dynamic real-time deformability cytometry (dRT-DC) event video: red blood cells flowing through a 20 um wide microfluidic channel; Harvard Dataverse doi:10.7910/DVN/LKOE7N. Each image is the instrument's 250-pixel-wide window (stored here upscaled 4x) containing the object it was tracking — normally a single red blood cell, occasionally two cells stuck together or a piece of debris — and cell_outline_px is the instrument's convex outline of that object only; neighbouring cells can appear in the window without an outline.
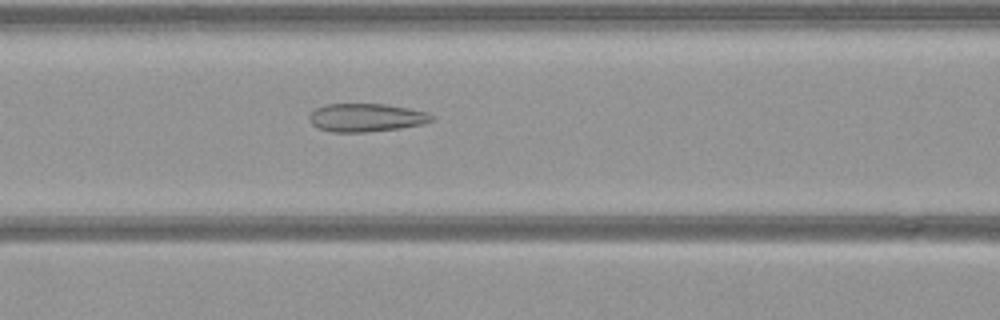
{"species": "common noctule bat (a hibernating species)", "species_latin": "Nyctalus noctula", "temperature_condition": "warm", "stored_images_in_passage": 52, "camera_frame_rate_fps": 3000, "um_per_image_px": 0.085, "animal": {"sex": "female", "body_mass_g": 21.9}, "frame": {"image": 1, "passage_image": 21, "time_ms": 6.667, "image_size_px": [1000, 320], "cell_outline_px": [[432, 120], [424, 124], [400, 128], [368, 132], [332, 132], [316, 128], [308, 120], [308, 116], [316, 108], [324, 104], [384, 104], [408, 108], [428, 112], [432, 116]], "centroid_in_image_um": [31.09, 10.0], "position_along_channel_um": 135.5, "area_um2": 20.23}}
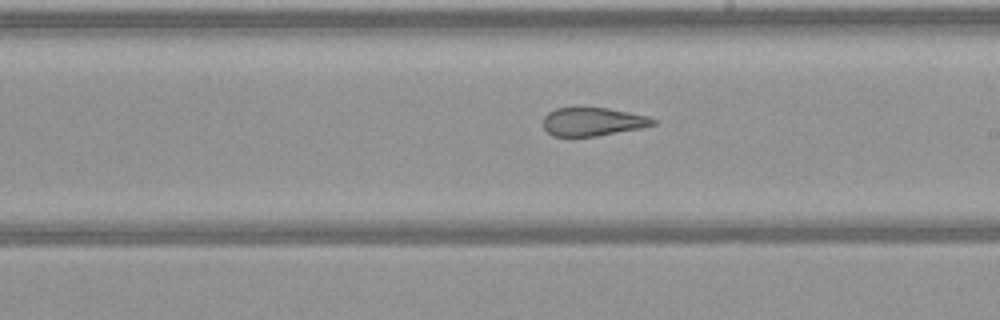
{"frame": {"image": 2, "passage_image": 29, "time_ms": 9.333, "image_size_px": [1000, 320], "cell_outline_px": [[656, 124], [640, 128], [596, 136], [552, 136], [544, 128], [544, 116], [548, 112], [556, 108], [572, 104], [580, 104], [608, 108], [648, 116], [656, 120]], "centroid_in_image_um": [50.33, 10.28], "position_along_channel_um": 238.7, "area_um2": 18.84}}
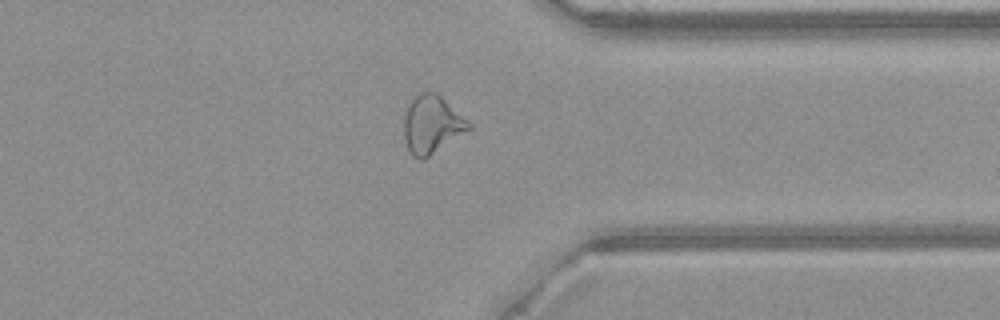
{"frame": {"image": 3, "passage_image": 40, "time_ms": 13.0, "image_size_px": [1000, 320], "cell_outline_px": [[472, 128], [424, 160], [420, 160], [412, 156], [404, 140], [404, 116], [412, 100], [420, 92], [436, 92], [468, 120], [472, 124]], "centroid_in_image_um": [36.71, 10.61], "position_along_channel_um": 374.7, "area_um2": 21.79}}